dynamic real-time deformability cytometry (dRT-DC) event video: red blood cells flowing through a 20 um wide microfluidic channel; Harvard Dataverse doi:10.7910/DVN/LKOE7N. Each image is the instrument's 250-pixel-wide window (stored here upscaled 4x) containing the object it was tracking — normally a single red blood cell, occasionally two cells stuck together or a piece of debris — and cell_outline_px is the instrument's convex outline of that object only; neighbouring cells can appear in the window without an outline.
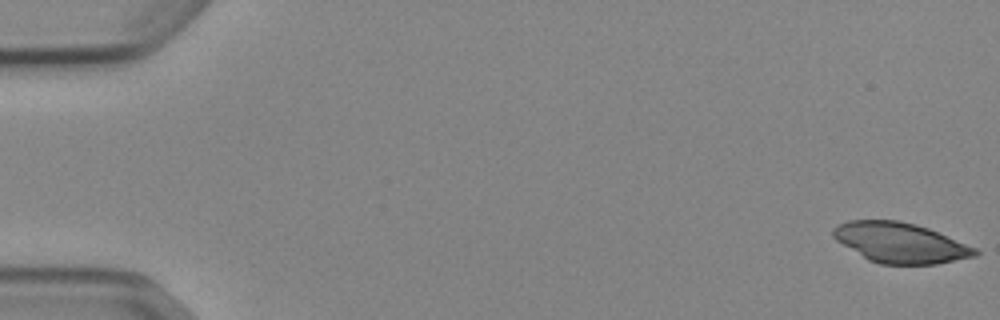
{"species": "Egyptian fruit bat (a non-hibernating species)", "species_latin": "Rousettus aegyptiacus", "temperature_condition": "cold", "stored_images_in_passage": 52, "camera_frame_rate_fps": 3000, "um_per_image_px": 0.085, "animal": {"sex": "female"}, "frame": {"image": 1, "passage_image": 1, "time_ms": 0.0, "image_size_px": [1000, 320], "cell_outline_px": [[980, 252], [976, 256], [936, 264], [880, 264], [868, 260], [836, 240], [832, 236], [832, 228], [836, 224], [848, 220], [896, 220], [916, 224], [928, 228], [976, 248]], "centroid_in_image_um": [76.49, 20.63], "position_along_channel_um": 8.5, "area_um2": 33.18}}